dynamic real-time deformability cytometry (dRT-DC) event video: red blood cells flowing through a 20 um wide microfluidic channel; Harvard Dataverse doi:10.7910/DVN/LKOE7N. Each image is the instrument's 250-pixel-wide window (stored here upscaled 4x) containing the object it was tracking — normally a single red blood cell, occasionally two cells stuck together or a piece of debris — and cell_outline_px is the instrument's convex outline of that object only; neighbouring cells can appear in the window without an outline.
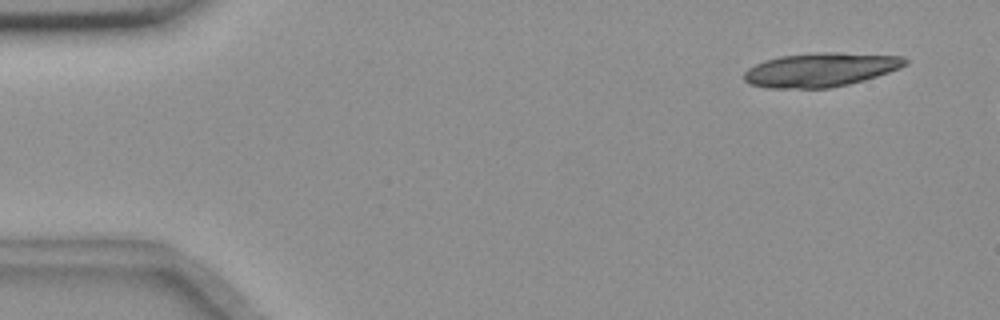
{"species": "common noctule bat (a hibernating species)", "species_latin": "Nyctalus noctula", "temperature_condition": "room temperature", "stored_images_in_passage": 3, "camera_frame_rate_fps": 3000, "um_per_image_px": 0.085, "animal": {"sex": "female", "body_mass_g": 18.4}, "frame": {"image": 1, "passage_image": 1, "time_ms": 0.0, "image_size_px": [1000, 320], "cell_outline_px": [[908, 64], [900, 68], [864, 80], [848, 84], [828, 88], [764, 88], [748, 84], [744, 80], [744, 72], [748, 68], [764, 60], [780, 56], [816, 52], [840, 52], [904, 56], [908, 60]], "centroid_in_image_um": [69.74, 5.92], "position_along_channel_um": 15.3, "area_um2": 32.14}}